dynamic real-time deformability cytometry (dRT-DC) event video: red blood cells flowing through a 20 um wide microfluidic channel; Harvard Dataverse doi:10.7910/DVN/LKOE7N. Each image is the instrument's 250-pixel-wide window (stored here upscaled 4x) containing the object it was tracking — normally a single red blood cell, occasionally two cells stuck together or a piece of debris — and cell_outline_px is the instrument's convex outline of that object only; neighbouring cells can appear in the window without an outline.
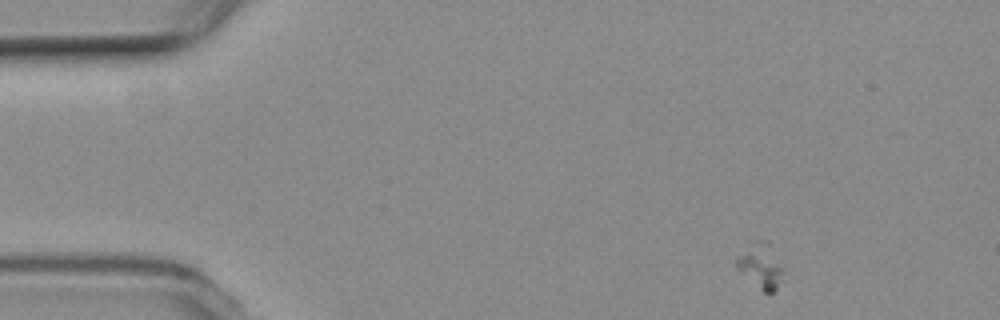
{"species": "common noctule bat (a hibernating species)", "species_latin": "Nyctalus noctula", "temperature_condition": "room temperature", "stored_images_in_passage": 4, "camera_frame_rate_fps": 3000, "um_per_image_px": 0.085, "animal": {"sex": "female", "body_mass_g": 19.3, "forearm_length_mm": 54.1}, "frame": {"image": 1, "passage_image": 1, "time_ms": 0.0, "image_size_px": [1000, 320], "cell_outline_px": [[784, 280], [768, 296], [736, 268], [736, 256], [752, 240], [768, 240], [784, 268]], "centroid_in_image_um": [64.69, 22.58], "position_along_channel_um": 20.3, "area_um2": 12.72}}